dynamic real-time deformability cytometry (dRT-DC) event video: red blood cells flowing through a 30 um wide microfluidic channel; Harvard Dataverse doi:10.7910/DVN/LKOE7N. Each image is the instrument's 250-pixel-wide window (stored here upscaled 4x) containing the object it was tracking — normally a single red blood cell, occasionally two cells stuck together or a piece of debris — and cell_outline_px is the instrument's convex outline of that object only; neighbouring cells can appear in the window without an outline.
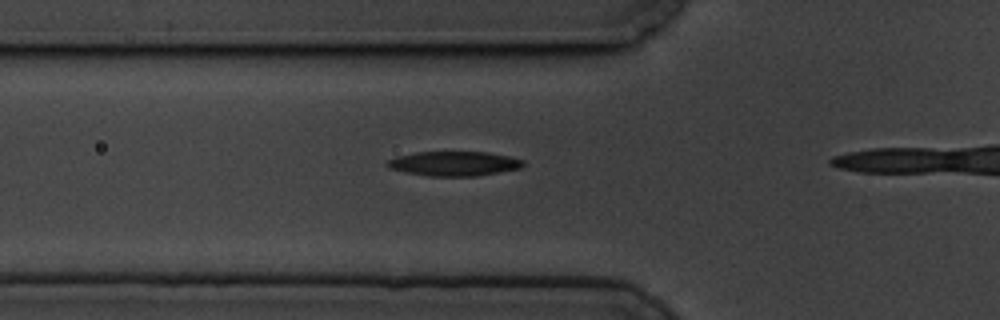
{"species": "common noctule bat (a hibernating species)", "species_latin": "Nyctalus noctula", "temperature_condition": "cold", "stored_images_in_passage": 4, "camera_frame_rate_fps": 3000, "um_per_image_px": 0.085, "animal": {"sex": "male", "body_mass_g": 19.5, "forearm_length_mm": 54.6}, "frame": {"image": 1, "passage_image": 2, "time_ms": 0.333, "image_size_px": [1000, 320], "cell_outline_px": [[524, 164], [520, 168], [500, 172], [476, 176], [428, 176], [388, 168], [384, 164], [388, 160], [396, 156], [416, 152], [488, 152], [508, 156], [524, 160]], "centroid_in_image_um": [38.58, 13.9], "position_along_channel_um": 87.2, "area_um2": 19.42}}